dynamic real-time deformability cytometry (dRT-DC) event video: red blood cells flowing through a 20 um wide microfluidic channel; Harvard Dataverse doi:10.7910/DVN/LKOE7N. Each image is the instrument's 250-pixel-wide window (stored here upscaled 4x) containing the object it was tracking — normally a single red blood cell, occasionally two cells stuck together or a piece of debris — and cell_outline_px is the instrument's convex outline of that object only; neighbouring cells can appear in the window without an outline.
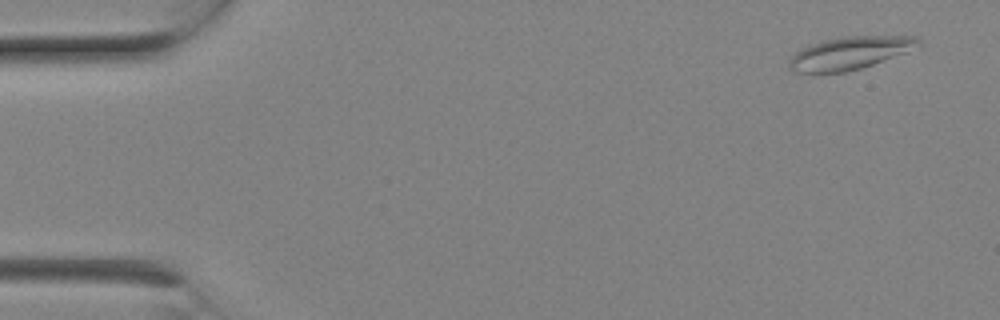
{"species": "Egyptian fruit bat (a non-hibernating species)", "species_latin": "Rousettus aegyptiacus", "temperature_condition": "room temperature", "stored_images_in_passage": 7, "camera_frame_rate_fps": 3000, "um_per_image_px": 0.085, "animal": {"sex": "female"}, "frame": {"image": 1, "passage_image": 1, "time_ms": 0.0, "image_size_px": [1000, 320], "cell_outline_px": [[920, 44], [904, 52], [872, 64], [860, 68], [844, 72], [796, 72], [788, 68], [788, 60], [796, 52], [812, 44], [824, 40], [848, 36], [916, 36], [920, 40]], "centroid_in_image_um": [72.19, 4.5], "position_along_channel_um": 12.8, "area_um2": 23.99}}
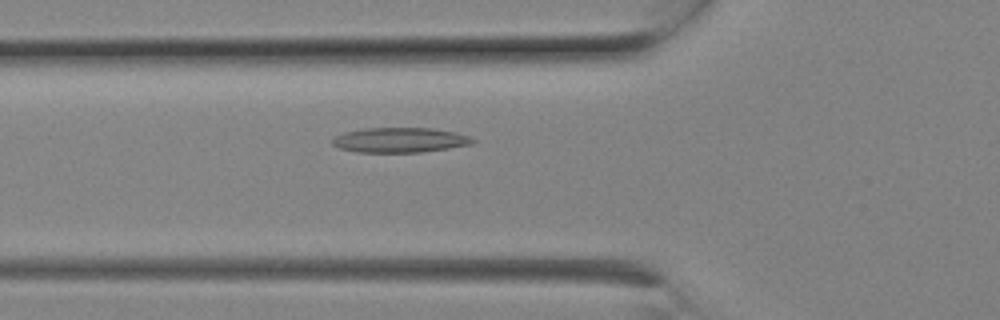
{"frame": {"image": 2, "passage_image": 7, "time_ms": 2.0, "image_size_px": [1000, 320], "cell_outline_px": [[476, 140], [472, 144], [448, 148], [420, 152], [356, 152], [340, 148], [332, 144], [332, 140], [336, 136], [344, 132], [364, 128], [432, 128], [456, 132], [472, 136]], "centroid_in_image_um": [34.02, 11.9], "position_along_channel_um": 91.8, "area_um2": 20.4}}